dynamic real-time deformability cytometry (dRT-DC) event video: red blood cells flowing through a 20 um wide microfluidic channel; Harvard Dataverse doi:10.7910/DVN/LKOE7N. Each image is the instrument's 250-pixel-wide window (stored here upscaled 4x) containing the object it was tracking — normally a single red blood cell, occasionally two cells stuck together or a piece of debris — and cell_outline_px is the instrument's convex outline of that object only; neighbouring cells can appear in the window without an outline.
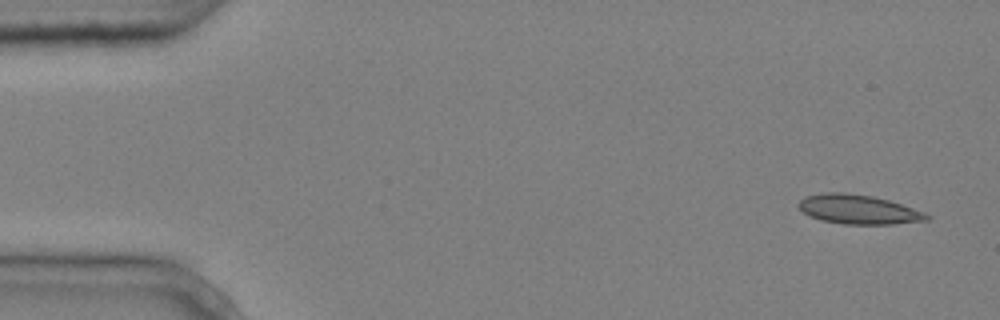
{"species": "common noctule bat (a hibernating species)", "species_latin": "Nyctalus noctula", "temperature_condition": "cold", "stored_images_in_passage": 4, "camera_frame_rate_fps": 3000, "um_per_image_px": 0.085, "animal": {"sex": "male", "body_mass_g": 20.4}, "frame": {"image": 1, "passage_image": 1, "time_ms": 0.0, "image_size_px": [1000, 320], "cell_outline_px": [[932, 216], [928, 220], [892, 224], [844, 224], [820, 220], [808, 216], [796, 204], [804, 196], [824, 192], [844, 192], [872, 196], [888, 200], [924, 212]], "centroid_in_image_um": [72.92, 17.8], "position_along_channel_um": 12.1, "area_um2": 21.91}}
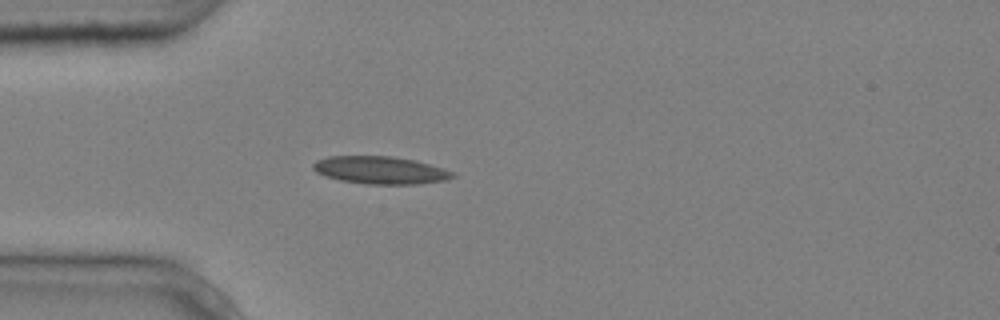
{"frame": {"image": 2, "passage_image": 4, "time_ms": 1.0, "image_size_px": [1000, 320], "cell_outline_px": [[456, 176], [444, 180], [420, 184], [364, 184], [340, 180], [316, 172], [312, 168], [312, 164], [316, 160], [328, 156], [392, 156], [416, 160], [452, 172]], "centroid_in_image_um": [32.29, 14.46], "position_along_channel_um": 52.7, "area_um2": 22.31}}